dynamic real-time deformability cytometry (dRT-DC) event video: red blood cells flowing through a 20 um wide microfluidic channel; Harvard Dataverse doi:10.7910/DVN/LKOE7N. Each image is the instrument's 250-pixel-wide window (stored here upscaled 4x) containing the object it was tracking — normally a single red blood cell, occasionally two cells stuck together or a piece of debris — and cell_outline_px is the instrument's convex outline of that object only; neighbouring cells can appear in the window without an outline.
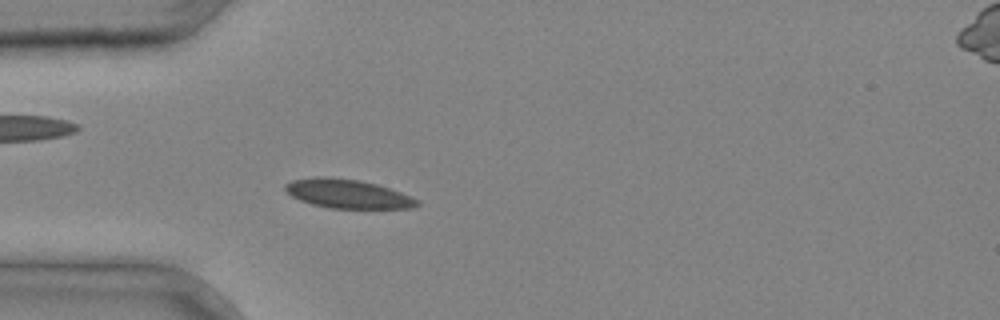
{"species": "common noctule bat (a hibernating species)", "species_latin": "Nyctalus noctula", "temperature_condition": "cold", "stored_images_in_passage": 3, "camera_frame_rate_fps": 3000, "um_per_image_px": 0.085, "animal": {"sex": "male", "body_mass_g": 20.4}, "frame": {"image": 1, "passage_image": 3, "time_ms": 0.667, "image_size_px": [1000, 320], "cell_outline_px": [[420, 204], [412, 208], [328, 208], [312, 204], [300, 200], [292, 196], [284, 188], [284, 184], [292, 180], [316, 176], [332, 176], [360, 180], [376, 184], [412, 196], [420, 200]], "centroid_in_image_um": [29.55, 16.46], "position_along_channel_um": 55.5, "area_um2": 22.37}}